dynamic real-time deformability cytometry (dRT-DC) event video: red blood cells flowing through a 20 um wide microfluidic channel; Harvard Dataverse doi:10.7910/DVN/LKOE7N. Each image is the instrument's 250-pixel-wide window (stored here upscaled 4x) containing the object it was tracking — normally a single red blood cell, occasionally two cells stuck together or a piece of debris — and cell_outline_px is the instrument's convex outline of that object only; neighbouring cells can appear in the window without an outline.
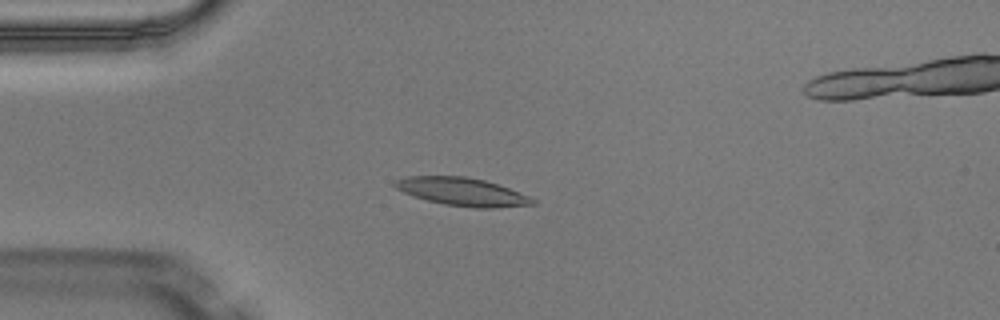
{"species": "Egyptian fruit bat (a non-hibernating species)", "species_latin": "Rousettus aegyptiacus", "temperature_condition": "warm", "stored_images_in_passage": 5, "camera_frame_rate_fps": 3000, "um_per_image_px": 0.085, "animal": {"sex": "male"}, "frame": {"image": 1, "passage_image": 4, "time_ms": 1.0, "image_size_px": [1000, 320], "cell_outline_px": [[536, 204], [492, 208], [476, 208], [444, 204], [412, 196], [396, 188], [392, 184], [396, 180], [408, 176], [468, 176], [484, 180], [508, 188], [528, 196], [536, 200]], "centroid_in_image_um": [39.27, 16.3], "position_along_channel_um": 45.7, "area_um2": 22.31}}